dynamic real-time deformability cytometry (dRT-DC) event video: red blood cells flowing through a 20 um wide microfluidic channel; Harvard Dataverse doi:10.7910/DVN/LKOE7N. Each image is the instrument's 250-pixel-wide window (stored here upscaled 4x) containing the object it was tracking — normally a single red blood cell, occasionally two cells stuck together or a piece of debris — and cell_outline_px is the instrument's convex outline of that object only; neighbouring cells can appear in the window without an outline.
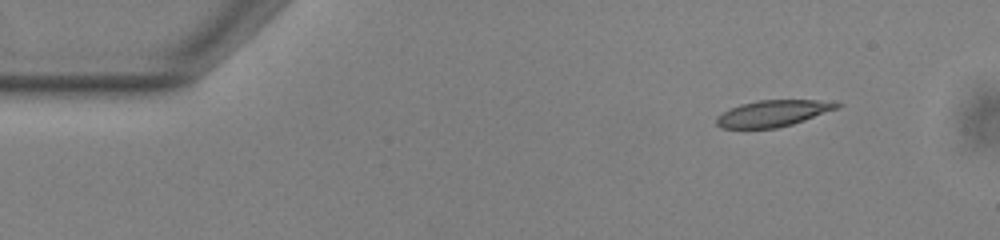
{"species": "common noctule bat (a hibernating species)", "species_latin": "Nyctalus noctula", "temperature_condition": "warm", "stored_images_in_passage": 48, "camera_frame_rate_fps": 3000, "um_per_image_px": 0.085, "animal": {"sex": "male", "body_mass_g": 13.0, "forearm_length_mm": 53.1}, "frame": {"image": 1, "passage_image": 1, "time_ms": 0.0, "image_size_px": [1000, 240], "cell_outline_px": [[844, 104], [836, 108], [804, 120], [792, 124], [776, 128], [720, 128], [716, 124], [716, 116], [740, 104], [756, 100], [816, 100]], "centroid_in_image_um": [65.64, 9.64], "position_along_channel_um": 19.4, "area_um2": 18.21}}
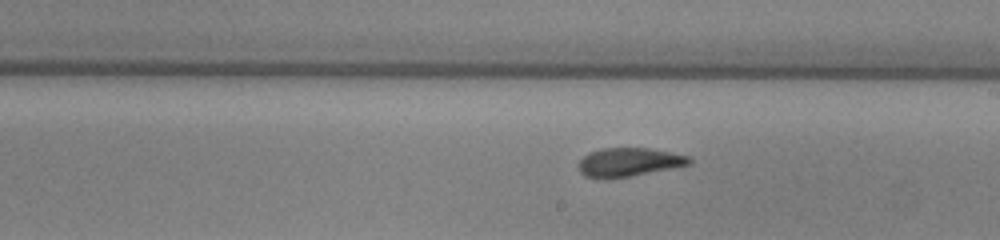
{"frame": {"image": 2, "passage_image": 25, "time_ms": 8.0, "image_size_px": [1000, 240], "cell_outline_px": [[692, 164], [672, 168], [628, 176], [584, 176], [580, 172], [576, 164], [588, 152], [600, 148], [648, 148], [688, 156], [692, 160]], "centroid_in_image_um": [53.45, 13.75], "position_along_channel_um": 235.6, "area_um2": 17.98}}
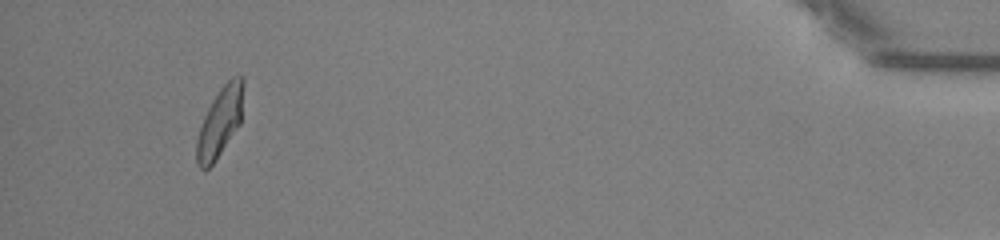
{"frame": {"image": 3, "passage_image": 45, "time_ms": 14.667, "image_size_px": [1000, 240], "cell_outline_px": [[244, 84], [240, 124], [216, 160], [204, 172], [196, 164], [196, 140], [200, 124], [212, 100], [220, 88], [232, 76], [244, 76]], "centroid_in_image_um": [18.68, 10.39], "position_along_channel_um": 416.5, "area_um2": 19.07}, "authors_computed_cell_mechanics": {"area_um2": 19.0162, "velocity_mm_per_s": 3.8441, "shape_relaxation_time_tau1_ms": 4.4897, "shape_relaxation_time_tau2_ms": 2.275, "deformation_change_tau1": 0.1574, "deformation_change_tau2": 0.0884}}